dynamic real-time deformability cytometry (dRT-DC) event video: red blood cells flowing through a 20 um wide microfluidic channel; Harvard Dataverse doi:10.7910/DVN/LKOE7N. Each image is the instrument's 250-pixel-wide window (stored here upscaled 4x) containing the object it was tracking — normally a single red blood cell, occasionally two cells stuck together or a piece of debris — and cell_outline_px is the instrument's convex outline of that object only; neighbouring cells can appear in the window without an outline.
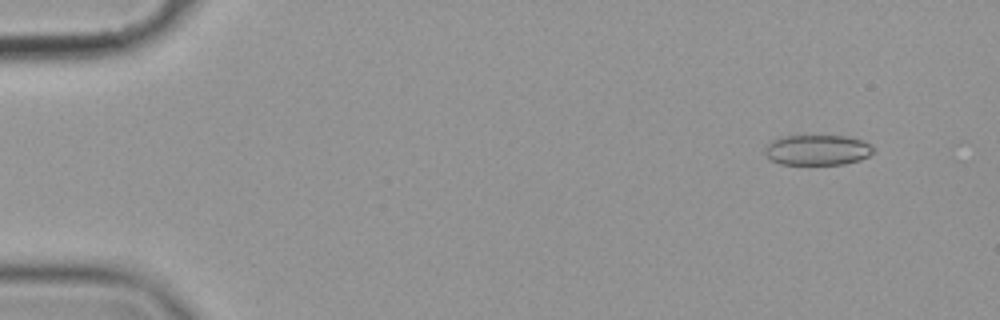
{"species": "common noctule bat (a hibernating species)", "species_latin": "Nyctalus noctula", "temperature_condition": "cold", "stored_images_in_passage": 57, "camera_frame_rate_fps": 3000, "um_per_image_px": 0.085, "animal": {"sex": "female", "body_mass_g": 19.9}, "frame": {"image": 1, "passage_image": 5, "time_ms": 1.333, "image_size_px": [1000, 320], "cell_outline_px": [[872, 152], [868, 156], [860, 160], [844, 164], [780, 164], [772, 160], [764, 152], [764, 148], [772, 140], [784, 136], [848, 136], [860, 140], [868, 144], [872, 148]], "centroid_in_image_um": [69.45, 12.75], "position_along_channel_um": 15.6, "area_um2": 18.96}}
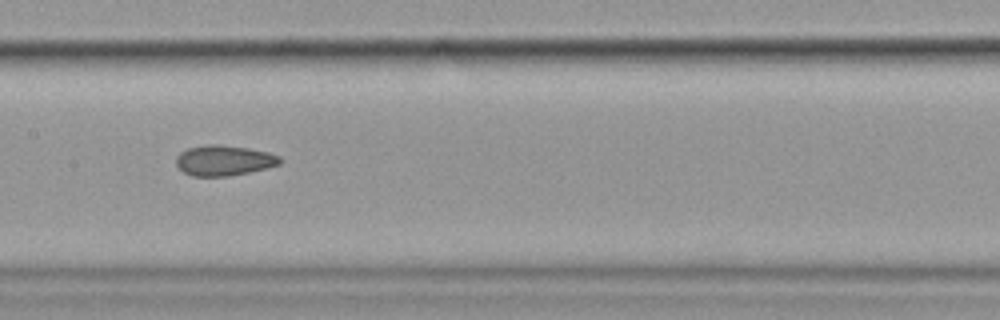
{"frame": {"image": 2, "passage_image": 29, "time_ms": 9.333, "image_size_px": [1000, 320], "cell_outline_px": [[284, 160], [280, 164], [268, 168], [228, 176], [192, 176], [184, 172], [176, 164], [176, 156], [180, 152], [188, 148], [208, 144], [216, 144], [248, 148], [268, 152], [280, 156]], "centroid_in_image_um": [19.06, 13.63], "position_along_channel_um": 188.3, "area_um2": 18.44}}
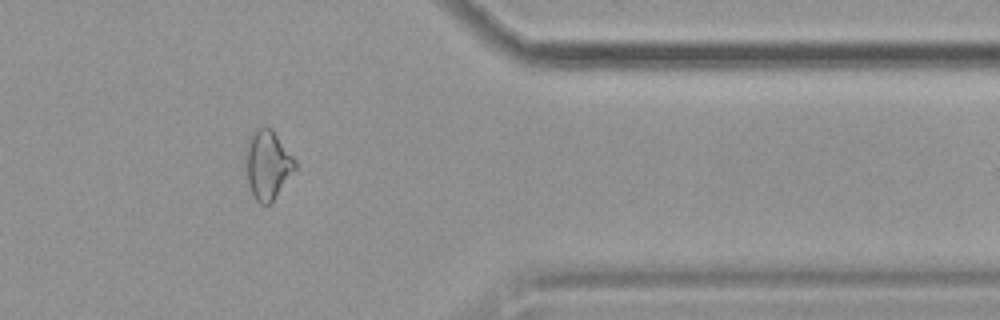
{"frame": {"image": 3, "passage_image": 47, "time_ms": 15.333, "image_size_px": [1000, 320], "cell_outline_px": [[296, 168], [272, 200], [268, 204], [260, 204], [256, 200], [248, 184], [244, 156], [244, 152], [248, 136], [260, 124], [264, 124], [272, 128], [296, 160]], "centroid_in_image_um": [22.7, 13.9], "position_along_channel_um": 388.7, "area_um2": 20.11}, "authors_computed_cell_mechanics": {"area_um2": 19.5364, "velocity_mm_per_s": 3.5821, "shape_relaxation_time_tau1_ms": null, "shape_relaxation_time_tau2_ms": 3.6246, "deformation_change_tau1": null, "deformation_change_tau2": 0.1008}}